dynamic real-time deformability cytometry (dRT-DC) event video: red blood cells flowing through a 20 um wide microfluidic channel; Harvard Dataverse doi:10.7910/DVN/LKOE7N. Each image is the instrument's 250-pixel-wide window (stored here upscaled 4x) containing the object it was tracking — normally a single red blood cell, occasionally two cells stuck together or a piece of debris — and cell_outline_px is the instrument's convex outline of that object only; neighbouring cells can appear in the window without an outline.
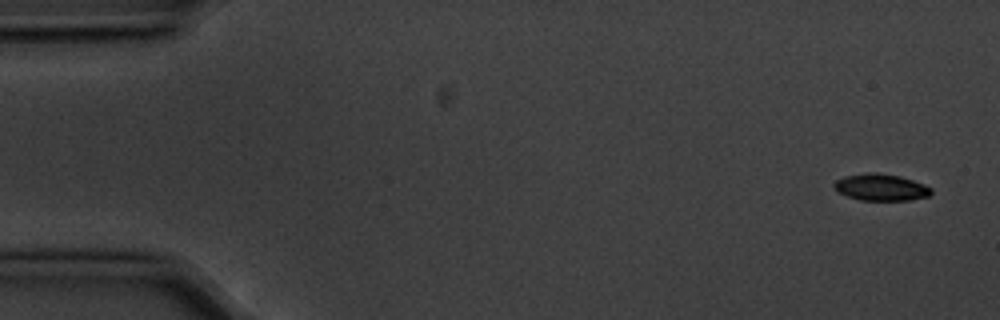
{"species": "common noctule bat (a hibernating species)", "species_latin": "Nyctalus noctula", "temperature_condition": "cold", "stored_images_in_passage": 5, "camera_frame_rate_fps": 3000, "um_per_image_px": 0.085, "animal": {"sex": "male", "body_mass_g": 20.1, "forearm_length_mm": 53.5}, "frame": {"image": 1, "passage_image": 1, "time_ms": 0.0, "image_size_px": [1000, 320], "cell_outline_px": [[932, 192], [928, 196], [908, 200], [860, 200], [836, 192], [832, 188], [832, 184], [836, 180], [844, 176], [868, 172], [876, 172], [900, 176], [924, 184], [932, 188]], "centroid_in_image_um": [74.83, 15.91], "position_along_channel_um": 10.2, "area_um2": 15.26}}
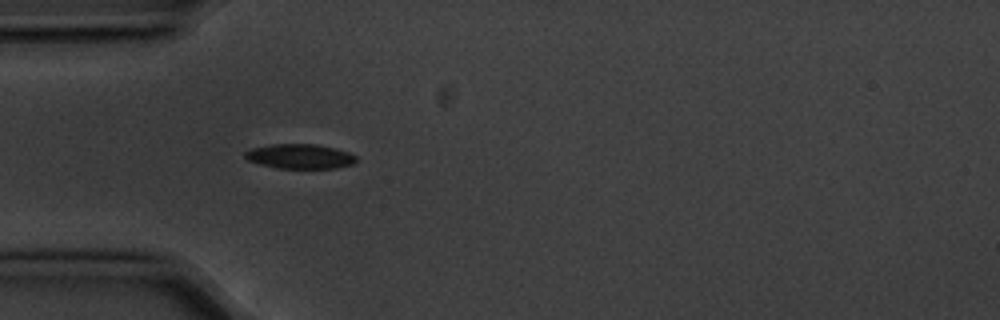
{"frame": {"image": 2, "passage_image": 5, "time_ms": 1.333, "image_size_px": [1000, 320], "cell_outline_px": [[356, 160], [352, 164], [336, 168], [276, 168], [260, 164], [248, 160], [244, 156], [244, 152], [252, 148], [272, 144], [316, 144], [336, 148], [348, 152], [356, 156]], "centroid_in_image_um": [25.48, 13.29], "position_along_channel_um": 59.5, "area_um2": 15.95}}